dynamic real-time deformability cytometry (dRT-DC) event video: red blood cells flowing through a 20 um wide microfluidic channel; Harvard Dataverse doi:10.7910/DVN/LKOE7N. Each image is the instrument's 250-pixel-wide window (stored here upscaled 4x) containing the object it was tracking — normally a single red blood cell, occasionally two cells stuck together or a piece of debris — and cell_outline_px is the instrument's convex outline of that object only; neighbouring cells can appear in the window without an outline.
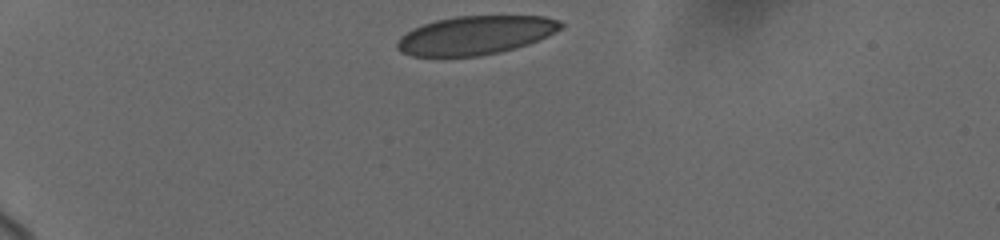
{"species": "human", "species_latin": "Homo sapiens", "temperature_condition": "cold", "stored_images_in_passage": 5, "camera_frame_rate_fps": 3000, "um_per_image_px": 0.085, "donor": {"sex": "female"}, "frame": {"image": 1, "passage_image": 1, "time_ms": 0.0, "image_size_px": [1000, 240], "cell_outline_px": [[564, 24], [560, 28], [548, 36], [528, 44], [500, 52], [480, 56], [412, 56], [400, 52], [396, 48], [396, 44], [400, 36], [412, 28], [436, 20], [456, 16], [544, 16], [560, 20]], "centroid_in_image_um": [40.39, 2.99], "position_along_channel_um": 44.6, "area_um2": 36.88}}
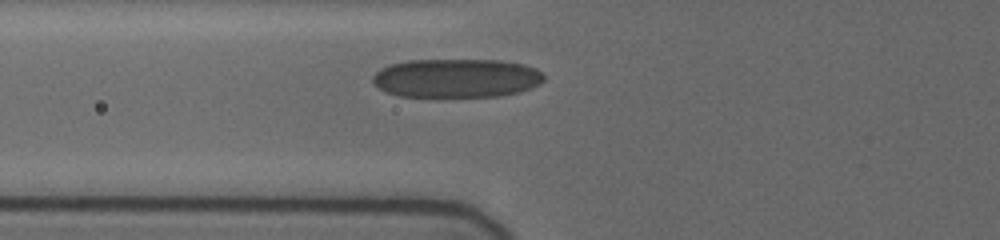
{"frame": {"image": 2, "passage_image": 5, "time_ms": 2.667, "image_size_px": [1000, 240], "cell_outline_px": [[544, 80], [540, 84], [532, 88], [520, 92], [500, 96], [400, 96], [388, 92], [380, 88], [372, 80], [372, 76], [380, 68], [392, 64], [408, 60], [500, 60], [524, 64], [536, 68], [544, 76]], "centroid_in_image_um": [38.84, 6.63], "position_along_channel_um": 87.0, "area_um2": 38.73}}